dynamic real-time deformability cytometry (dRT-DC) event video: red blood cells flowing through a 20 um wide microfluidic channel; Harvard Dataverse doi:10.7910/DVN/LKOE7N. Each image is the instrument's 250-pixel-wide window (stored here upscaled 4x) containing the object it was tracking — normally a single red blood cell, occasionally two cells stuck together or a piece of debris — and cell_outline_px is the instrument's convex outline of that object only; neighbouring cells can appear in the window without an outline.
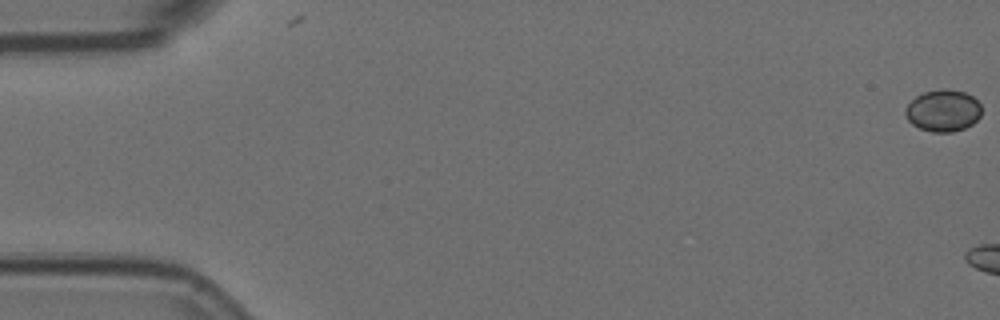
{"species": "Egyptian fruit bat (a non-hibernating species)", "species_latin": "Rousettus aegyptiacus", "temperature_condition": "room temperature", "stored_images_in_passage": 4, "camera_frame_rate_fps": 3000, "um_per_image_px": 0.085, "animal": {"sex": "female"}, "frame": {"image": 1, "passage_image": 1, "time_ms": 0.0, "image_size_px": [1000, 320], "cell_outline_px": [[980, 116], [972, 124], [964, 128], [952, 132], [932, 132], [920, 128], [912, 124], [908, 120], [904, 112], [904, 108], [916, 96], [924, 92], [940, 88], [948, 88], [964, 92], [972, 96], [980, 104]], "centroid_in_image_um": [80.14, 9.39], "position_along_channel_um": 4.9, "area_um2": 18.61}}